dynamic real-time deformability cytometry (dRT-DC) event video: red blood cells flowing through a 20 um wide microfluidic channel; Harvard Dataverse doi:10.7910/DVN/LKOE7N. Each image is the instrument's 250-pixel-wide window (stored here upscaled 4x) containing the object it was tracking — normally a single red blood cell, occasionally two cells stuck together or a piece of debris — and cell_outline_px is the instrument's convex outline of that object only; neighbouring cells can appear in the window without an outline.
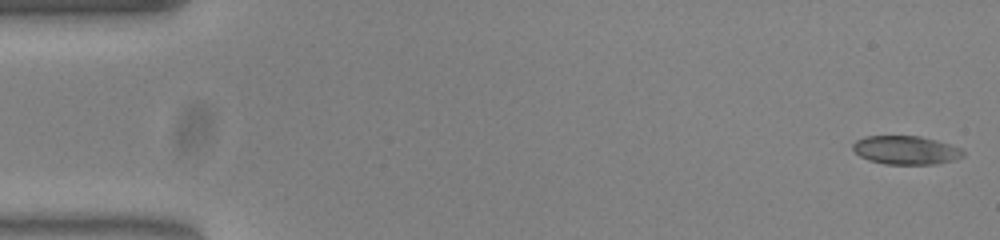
{"species": "common noctule bat (a hibernating species)", "species_latin": "Nyctalus noctula", "temperature_condition": "warm", "stored_images_in_passage": 53, "camera_frame_rate_fps": 3000, "um_per_image_px": 0.085, "animal": {"sex": "female", "body_mass_g": 23.0, "forearm_length_mm": 53.4}, "frame": {"image": 1, "passage_image": 1, "time_ms": 0.0, "image_size_px": [1000, 240], "cell_outline_px": [[964, 156], [956, 160], [936, 164], [884, 164], [868, 160], [860, 156], [852, 148], [852, 144], [856, 140], [864, 136], [920, 136], [936, 140], [960, 148], [964, 152]], "centroid_in_image_um": [76.99, 12.76], "position_along_channel_um": 8.0, "area_um2": 18.44}}
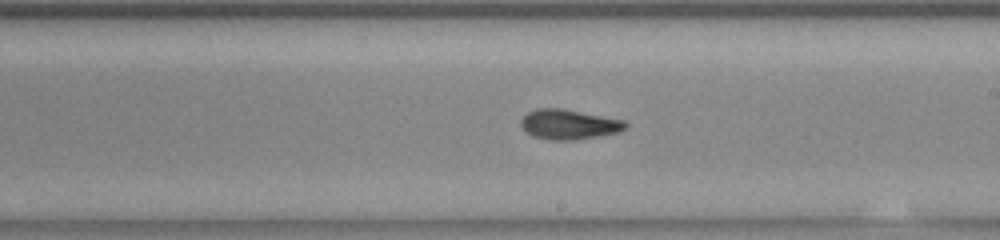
{"frame": {"image": 2, "passage_image": 30, "time_ms": 9.667, "image_size_px": [1000, 240], "cell_outline_px": [[628, 128], [620, 132], [572, 140], [552, 140], [532, 136], [520, 124], [520, 120], [528, 112], [536, 108], [564, 108], [624, 120], [628, 124]], "centroid_in_image_um": [48.38, 10.56], "position_along_channel_um": 240.6, "area_um2": 18.26}}
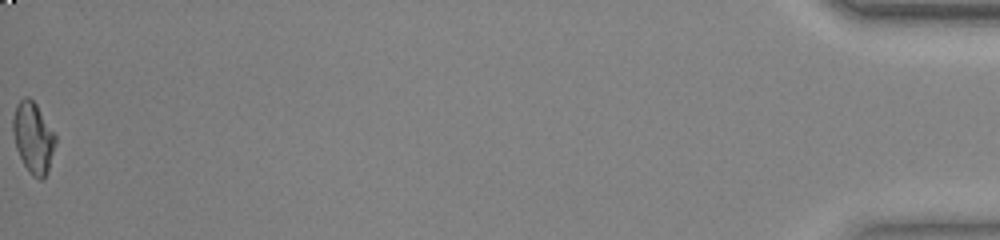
{"frame": {"image": 3, "passage_image": 53, "time_ms": 17.333, "image_size_px": [1000, 240], "cell_outline_px": [[56, 140], [48, 172], [40, 180], [32, 176], [28, 172], [16, 148], [12, 132], [12, 116], [16, 104], [24, 96], [28, 96], [36, 104], [56, 136]], "centroid_in_image_um": [2.8, 11.69], "position_along_channel_um": 432.4, "area_um2": 17.57}, "authors_computed_cell_mechanics": {"area_um2": 18.207, "velocity_mm_per_s": 3.8679, "shape_relaxation_time_tau1_ms": 6.2775, "shape_relaxation_time_tau2_ms": 3.5263, "deformation_change_tau1": 0.1922, "deformation_change_tau2": 0.096}}